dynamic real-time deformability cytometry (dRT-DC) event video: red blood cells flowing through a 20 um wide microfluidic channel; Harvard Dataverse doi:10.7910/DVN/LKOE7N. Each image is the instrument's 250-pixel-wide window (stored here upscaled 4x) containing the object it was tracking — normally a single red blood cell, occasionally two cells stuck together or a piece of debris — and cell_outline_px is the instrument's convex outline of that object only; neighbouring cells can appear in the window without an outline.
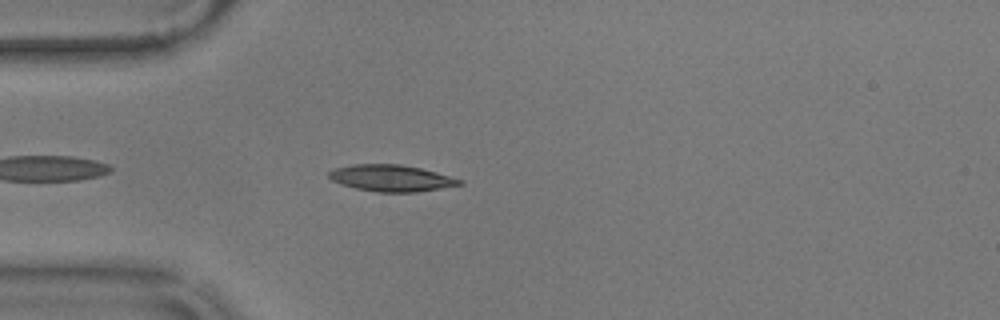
{"species": "common noctule bat (a hibernating species)", "species_latin": "Nyctalus noctula", "temperature_condition": "warm", "stored_images_in_passage": 45, "camera_frame_rate_fps": 3000, "um_per_image_px": 0.085, "animal": {"sex": "male", "body_mass_g": 17.9}, "frame": {"image": 1, "passage_image": 4, "time_ms": 1.0, "image_size_px": [1000, 320], "cell_outline_px": [[464, 184], [416, 192], [376, 192], [356, 188], [340, 184], [332, 180], [328, 176], [328, 172], [332, 168], [352, 164], [400, 164], [420, 168], [436, 172], [464, 180]], "centroid_in_image_um": [33.23, 15.13], "position_along_channel_um": 51.8, "area_um2": 20.29}}
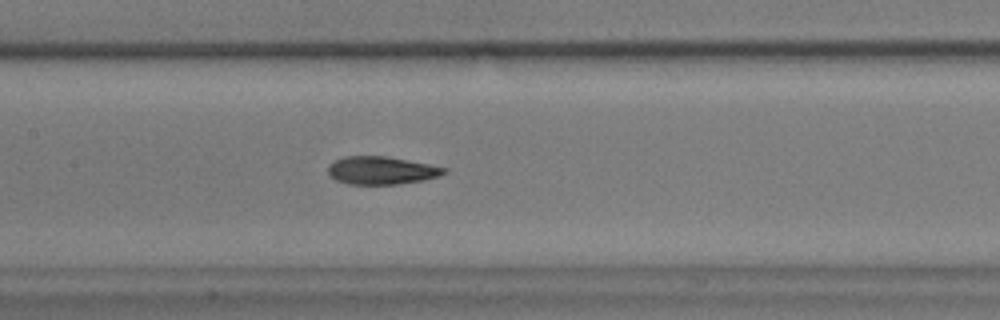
{"frame": {"image": 2, "passage_image": 15, "time_ms": 4.667, "image_size_px": [1000, 320], "cell_outline_px": [[448, 172], [440, 176], [424, 180], [400, 184], [348, 184], [336, 180], [328, 176], [328, 164], [344, 156], [388, 156], [448, 168]], "centroid_in_image_um": [32.43, 14.49], "position_along_channel_um": 175.0, "area_um2": 19.07}}
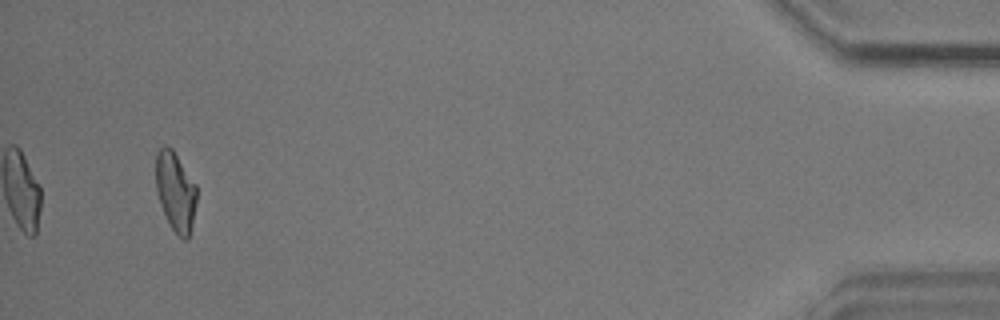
{"frame": {"image": 3, "passage_image": 42, "time_ms": 13.667, "image_size_px": [1000, 320], "cell_outline_px": [[196, 204], [192, 228], [188, 240], [184, 240], [172, 228], [160, 204], [156, 192], [156, 152], [164, 144], [172, 148], [196, 184]], "centroid_in_image_um": [14.92, 16.26], "position_along_channel_um": 420.3, "area_um2": 18.9}, "authors_computed_cell_mechanics": {"area_um2": 19.4208, "velocity_mm_per_s": 3.5784, "shape_relaxation_time_tau1_ms": 7.363, "shape_relaxation_time_tau2_ms": 2.4712, "deformation_change_tau1": 0.2011, "deformation_change_tau2": 0.092}}